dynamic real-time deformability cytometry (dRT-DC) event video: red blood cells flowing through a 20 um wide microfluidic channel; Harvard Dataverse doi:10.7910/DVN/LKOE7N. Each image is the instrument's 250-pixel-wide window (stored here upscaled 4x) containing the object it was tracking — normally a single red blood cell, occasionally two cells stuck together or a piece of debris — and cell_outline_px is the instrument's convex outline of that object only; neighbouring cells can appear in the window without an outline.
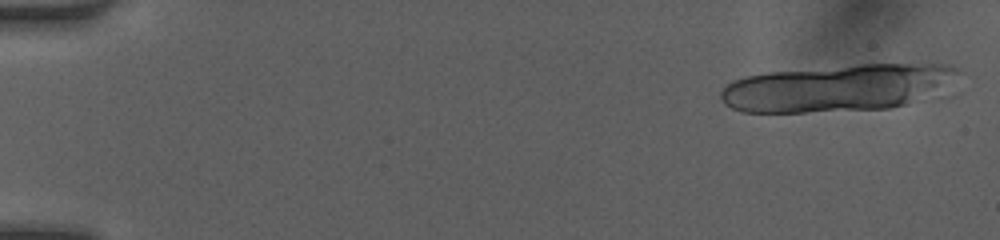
{"species": "human", "species_latin": "Homo sapiens", "temperature_condition": "room temperature", "stored_images_in_passage": 18, "camera_frame_rate_fps": 3000, "um_per_image_px": 0.085, "donor": {"sex": "female"}, "frame": {"image": 1, "passage_image": 2, "time_ms": 0.333, "image_size_px": [1000, 240], "cell_outline_px": [[964, 72], [936, 88], [904, 104], [888, 108], [804, 112], [744, 112], [732, 108], [720, 96], [720, 92], [732, 80], [744, 76], [768, 72], [856, 64], [940, 64], [956, 68]], "centroid_in_image_um": [71.04, 7.45], "position_along_channel_um": 14.0, "area_um2": 63.52}}